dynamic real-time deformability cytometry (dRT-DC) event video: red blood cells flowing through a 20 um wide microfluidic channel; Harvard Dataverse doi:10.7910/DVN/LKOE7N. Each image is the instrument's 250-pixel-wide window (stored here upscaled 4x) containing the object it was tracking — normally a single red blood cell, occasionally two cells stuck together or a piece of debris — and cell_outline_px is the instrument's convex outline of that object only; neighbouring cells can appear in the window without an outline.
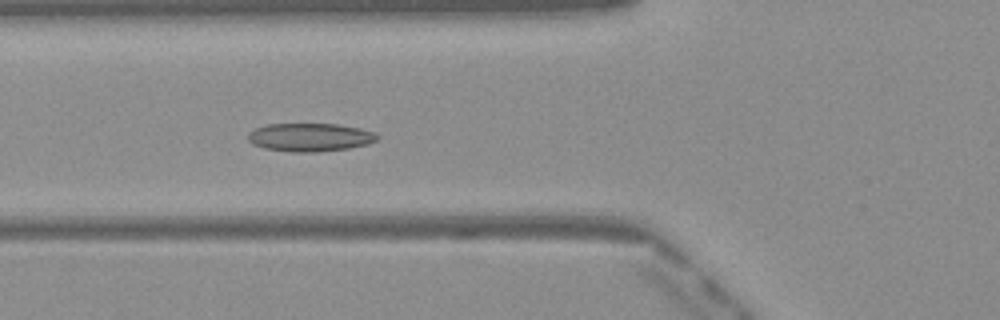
{"species": "Egyptian fruit bat (a non-hibernating species)", "species_latin": "Rousettus aegyptiacus", "temperature_condition": "warm", "stored_images_in_passage": 50, "camera_frame_rate_fps": 3000, "um_per_image_px": 0.085, "frame": {"image": 1, "passage_image": 19, "time_ms": 6.0, "image_size_px": [1000, 320], "cell_outline_px": [[380, 136], [376, 140], [368, 144], [348, 148], [316, 152], [292, 152], [264, 148], [252, 144], [248, 140], [248, 132], [256, 128], [268, 124], [336, 124], [360, 128], [376, 132]], "centroid_in_image_um": [26.36, 11.67], "position_along_channel_um": 99.4, "area_um2": 21.33}}
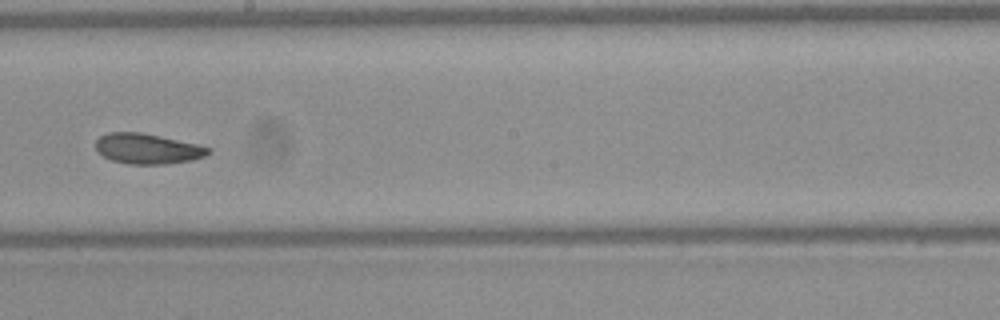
{"frame": {"image": 2, "passage_image": 29, "time_ms": 9.333, "image_size_px": [1000, 320], "cell_outline_px": [[212, 152], [204, 156], [192, 160], [164, 164], [128, 164], [112, 160], [96, 152], [96, 140], [100, 136], [108, 132], [140, 132], [196, 144], [212, 148]], "centroid_in_image_um": [12.52, 12.64], "position_along_channel_um": 235.7, "area_um2": 19.83}}
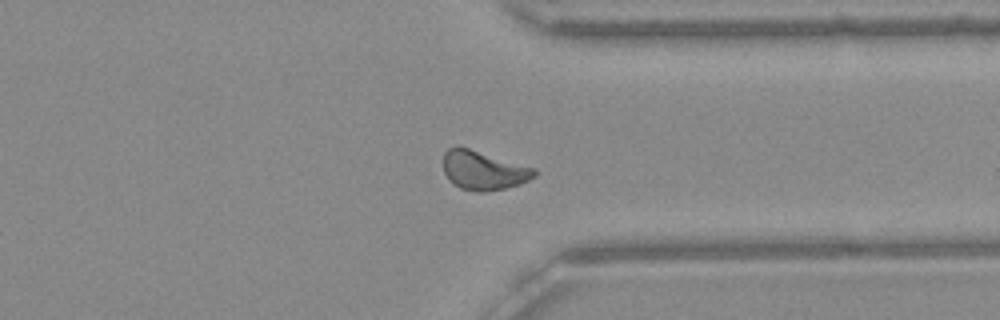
{"frame": {"image": 3, "passage_image": 39, "time_ms": 12.667, "image_size_px": [1000, 320], "cell_outline_px": [[536, 176], [520, 184], [504, 188], [484, 192], [476, 192], [460, 188], [448, 180], [444, 172], [444, 152], [448, 148], [456, 144], [460, 144], [536, 168]], "centroid_in_image_um": [41.07, 14.44], "position_along_channel_um": 370.3, "area_um2": 21.27}, "authors_computed_cell_mechanics": {"area_um2": 20.519, "velocity_mm_per_s": 4.0706, "shape_relaxation_time_tau1_ms": null, "shape_relaxation_time_tau2_ms": 2.8974, "deformation_change_tau1": null, "deformation_change_tau2": 0.0725}}